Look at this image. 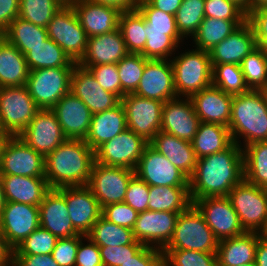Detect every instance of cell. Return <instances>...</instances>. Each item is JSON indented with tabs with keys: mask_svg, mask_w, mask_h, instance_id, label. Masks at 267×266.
Segmentation results:
<instances>
[{
	"mask_svg": "<svg viewBox=\"0 0 267 266\" xmlns=\"http://www.w3.org/2000/svg\"><path fill=\"white\" fill-rule=\"evenodd\" d=\"M243 179L242 146L233 142L223 151L197 159L189 178L192 203L205 197L228 196Z\"/></svg>",
	"mask_w": 267,
	"mask_h": 266,
	"instance_id": "1",
	"label": "cell"
},
{
	"mask_svg": "<svg viewBox=\"0 0 267 266\" xmlns=\"http://www.w3.org/2000/svg\"><path fill=\"white\" fill-rule=\"evenodd\" d=\"M95 151L85 140L66 139L45 157V178L50 188L88 185Z\"/></svg>",
	"mask_w": 267,
	"mask_h": 266,
	"instance_id": "2",
	"label": "cell"
},
{
	"mask_svg": "<svg viewBox=\"0 0 267 266\" xmlns=\"http://www.w3.org/2000/svg\"><path fill=\"white\" fill-rule=\"evenodd\" d=\"M228 128L237 145L241 146L238 141L241 136L245 138L243 147L254 142L267 141V103L260 90L250 89L233 95Z\"/></svg>",
	"mask_w": 267,
	"mask_h": 266,
	"instance_id": "3",
	"label": "cell"
},
{
	"mask_svg": "<svg viewBox=\"0 0 267 266\" xmlns=\"http://www.w3.org/2000/svg\"><path fill=\"white\" fill-rule=\"evenodd\" d=\"M174 58L169 61L173 67L177 97H191L212 85L213 67L208 51L193 49Z\"/></svg>",
	"mask_w": 267,
	"mask_h": 266,
	"instance_id": "4",
	"label": "cell"
},
{
	"mask_svg": "<svg viewBox=\"0 0 267 266\" xmlns=\"http://www.w3.org/2000/svg\"><path fill=\"white\" fill-rule=\"evenodd\" d=\"M218 242L203 215L192 204L179 213L173 236L164 249L217 253Z\"/></svg>",
	"mask_w": 267,
	"mask_h": 266,
	"instance_id": "5",
	"label": "cell"
},
{
	"mask_svg": "<svg viewBox=\"0 0 267 266\" xmlns=\"http://www.w3.org/2000/svg\"><path fill=\"white\" fill-rule=\"evenodd\" d=\"M246 232L261 233L267 225V190L243 179L227 196Z\"/></svg>",
	"mask_w": 267,
	"mask_h": 266,
	"instance_id": "6",
	"label": "cell"
},
{
	"mask_svg": "<svg viewBox=\"0 0 267 266\" xmlns=\"http://www.w3.org/2000/svg\"><path fill=\"white\" fill-rule=\"evenodd\" d=\"M40 108L24 86L0 88V129L19 136Z\"/></svg>",
	"mask_w": 267,
	"mask_h": 266,
	"instance_id": "7",
	"label": "cell"
},
{
	"mask_svg": "<svg viewBox=\"0 0 267 266\" xmlns=\"http://www.w3.org/2000/svg\"><path fill=\"white\" fill-rule=\"evenodd\" d=\"M74 67L41 68L29 72L27 88L40 109H51L70 92Z\"/></svg>",
	"mask_w": 267,
	"mask_h": 266,
	"instance_id": "8",
	"label": "cell"
},
{
	"mask_svg": "<svg viewBox=\"0 0 267 266\" xmlns=\"http://www.w3.org/2000/svg\"><path fill=\"white\" fill-rule=\"evenodd\" d=\"M46 30L48 37L60 46L72 61L77 63L82 58L88 36L72 5L61 7L53 15Z\"/></svg>",
	"mask_w": 267,
	"mask_h": 266,
	"instance_id": "9",
	"label": "cell"
},
{
	"mask_svg": "<svg viewBox=\"0 0 267 266\" xmlns=\"http://www.w3.org/2000/svg\"><path fill=\"white\" fill-rule=\"evenodd\" d=\"M148 144L142 136L126 129L95 150V162L135 170Z\"/></svg>",
	"mask_w": 267,
	"mask_h": 266,
	"instance_id": "10",
	"label": "cell"
},
{
	"mask_svg": "<svg viewBox=\"0 0 267 266\" xmlns=\"http://www.w3.org/2000/svg\"><path fill=\"white\" fill-rule=\"evenodd\" d=\"M135 170L124 167L94 163L88 187L103 208L109 204L123 202Z\"/></svg>",
	"mask_w": 267,
	"mask_h": 266,
	"instance_id": "11",
	"label": "cell"
},
{
	"mask_svg": "<svg viewBox=\"0 0 267 266\" xmlns=\"http://www.w3.org/2000/svg\"><path fill=\"white\" fill-rule=\"evenodd\" d=\"M121 104L126 114L127 129L148 142L160 131L163 102L130 93L122 97Z\"/></svg>",
	"mask_w": 267,
	"mask_h": 266,
	"instance_id": "12",
	"label": "cell"
},
{
	"mask_svg": "<svg viewBox=\"0 0 267 266\" xmlns=\"http://www.w3.org/2000/svg\"><path fill=\"white\" fill-rule=\"evenodd\" d=\"M193 205L203 215L218 240L238 237L246 233L227 196L197 199Z\"/></svg>",
	"mask_w": 267,
	"mask_h": 266,
	"instance_id": "13",
	"label": "cell"
},
{
	"mask_svg": "<svg viewBox=\"0 0 267 266\" xmlns=\"http://www.w3.org/2000/svg\"><path fill=\"white\" fill-rule=\"evenodd\" d=\"M135 175L149 186L189 187V178L149 144L139 159Z\"/></svg>",
	"mask_w": 267,
	"mask_h": 266,
	"instance_id": "14",
	"label": "cell"
},
{
	"mask_svg": "<svg viewBox=\"0 0 267 266\" xmlns=\"http://www.w3.org/2000/svg\"><path fill=\"white\" fill-rule=\"evenodd\" d=\"M0 175L45 177V157L18 136H11L1 157Z\"/></svg>",
	"mask_w": 267,
	"mask_h": 266,
	"instance_id": "15",
	"label": "cell"
},
{
	"mask_svg": "<svg viewBox=\"0 0 267 266\" xmlns=\"http://www.w3.org/2000/svg\"><path fill=\"white\" fill-rule=\"evenodd\" d=\"M39 226L38 206L5 202L0 215V232L13 250Z\"/></svg>",
	"mask_w": 267,
	"mask_h": 266,
	"instance_id": "16",
	"label": "cell"
},
{
	"mask_svg": "<svg viewBox=\"0 0 267 266\" xmlns=\"http://www.w3.org/2000/svg\"><path fill=\"white\" fill-rule=\"evenodd\" d=\"M18 137L44 157L67 139L51 109H40Z\"/></svg>",
	"mask_w": 267,
	"mask_h": 266,
	"instance_id": "17",
	"label": "cell"
},
{
	"mask_svg": "<svg viewBox=\"0 0 267 266\" xmlns=\"http://www.w3.org/2000/svg\"><path fill=\"white\" fill-rule=\"evenodd\" d=\"M178 216L179 213L167 211L140 212L132 229L135 240L163 250L173 236Z\"/></svg>",
	"mask_w": 267,
	"mask_h": 266,
	"instance_id": "18",
	"label": "cell"
},
{
	"mask_svg": "<svg viewBox=\"0 0 267 266\" xmlns=\"http://www.w3.org/2000/svg\"><path fill=\"white\" fill-rule=\"evenodd\" d=\"M134 94L163 103L176 98L171 61L147 59L142 78Z\"/></svg>",
	"mask_w": 267,
	"mask_h": 266,
	"instance_id": "19",
	"label": "cell"
},
{
	"mask_svg": "<svg viewBox=\"0 0 267 266\" xmlns=\"http://www.w3.org/2000/svg\"><path fill=\"white\" fill-rule=\"evenodd\" d=\"M64 198L74 229L79 234L87 236L94 223L102 216V207L92 190L87 185L66 186Z\"/></svg>",
	"mask_w": 267,
	"mask_h": 266,
	"instance_id": "20",
	"label": "cell"
},
{
	"mask_svg": "<svg viewBox=\"0 0 267 266\" xmlns=\"http://www.w3.org/2000/svg\"><path fill=\"white\" fill-rule=\"evenodd\" d=\"M180 98L176 97L163 103L160 130L191 142L198 130L200 119L190 97L185 100Z\"/></svg>",
	"mask_w": 267,
	"mask_h": 266,
	"instance_id": "21",
	"label": "cell"
},
{
	"mask_svg": "<svg viewBox=\"0 0 267 266\" xmlns=\"http://www.w3.org/2000/svg\"><path fill=\"white\" fill-rule=\"evenodd\" d=\"M51 110L67 139H86L90 131L92 113L80 98L70 91Z\"/></svg>",
	"mask_w": 267,
	"mask_h": 266,
	"instance_id": "22",
	"label": "cell"
},
{
	"mask_svg": "<svg viewBox=\"0 0 267 266\" xmlns=\"http://www.w3.org/2000/svg\"><path fill=\"white\" fill-rule=\"evenodd\" d=\"M70 91L80 98L92 114L116 107L121 99L104 90L88 69L76 65L71 76Z\"/></svg>",
	"mask_w": 267,
	"mask_h": 266,
	"instance_id": "23",
	"label": "cell"
},
{
	"mask_svg": "<svg viewBox=\"0 0 267 266\" xmlns=\"http://www.w3.org/2000/svg\"><path fill=\"white\" fill-rule=\"evenodd\" d=\"M39 207L40 226L57 238H69L79 234L68 216L64 187L51 188Z\"/></svg>",
	"mask_w": 267,
	"mask_h": 266,
	"instance_id": "24",
	"label": "cell"
},
{
	"mask_svg": "<svg viewBox=\"0 0 267 266\" xmlns=\"http://www.w3.org/2000/svg\"><path fill=\"white\" fill-rule=\"evenodd\" d=\"M128 53L118 28L112 32L88 38L84 55L77 62V65L114 64L118 63Z\"/></svg>",
	"mask_w": 267,
	"mask_h": 266,
	"instance_id": "25",
	"label": "cell"
},
{
	"mask_svg": "<svg viewBox=\"0 0 267 266\" xmlns=\"http://www.w3.org/2000/svg\"><path fill=\"white\" fill-rule=\"evenodd\" d=\"M71 5L88 38L118 29L120 10L87 0H77Z\"/></svg>",
	"mask_w": 267,
	"mask_h": 266,
	"instance_id": "26",
	"label": "cell"
},
{
	"mask_svg": "<svg viewBox=\"0 0 267 266\" xmlns=\"http://www.w3.org/2000/svg\"><path fill=\"white\" fill-rule=\"evenodd\" d=\"M190 99L200 122L217 123L228 127L233 95L211 85L193 94Z\"/></svg>",
	"mask_w": 267,
	"mask_h": 266,
	"instance_id": "27",
	"label": "cell"
},
{
	"mask_svg": "<svg viewBox=\"0 0 267 266\" xmlns=\"http://www.w3.org/2000/svg\"><path fill=\"white\" fill-rule=\"evenodd\" d=\"M255 48L252 28L245 22L209 51L211 64L241 65L243 59Z\"/></svg>",
	"mask_w": 267,
	"mask_h": 266,
	"instance_id": "28",
	"label": "cell"
},
{
	"mask_svg": "<svg viewBox=\"0 0 267 266\" xmlns=\"http://www.w3.org/2000/svg\"><path fill=\"white\" fill-rule=\"evenodd\" d=\"M149 145L163 154L176 168L190 178L195 170L197 158L191 142L159 131Z\"/></svg>",
	"mask_w": 267,
	"mask_h": 266,
	"instance_id": "29",
	"label": "cell"
},
{
	"mask_svg": "<svg viewBox=\"0 0 267 266\" xmlns=\"http://www.w3.org/2000/svg\"><path fill=\"white\" fill-rule=\"evenodd\" d=\"M5 202L39 206L51 189L45 177L0 175Z\"/></svg>",
	"mask_w": 267,
	"mask_h": 266,
	"instance_id": "30",
	"label": "cell"
},
{
	"mask_svg": "<svg viewBox=\"0 0 267 266\" xmlns=\"http://www.w3.org/2000/svg\"><path fill=\"white\" fill-rule=\"evenodd\" d=\"M126 129V114L120 102L116 107L92 114L90 131L85 142L95 151L104 142L111 140Z\"/></svg>",
	"mask_w": 267,
	"mask_h": 266,
	"instance_id": "31",
	"label": "cell"
},
{
	"mask_svg": "<svg viewBox=\"0 0 267 266\" xmlns=\"http://www.w3.org/2000/svg\"><path fill=\"white\" fill-rule=\"evenodd\" d=\"M258 232H246L245 234L219 240L217 247L218 266H239L255 262Z\"/></svg>",
	"mask_w": 267,
	"mask_h": 266,
	"instance_id": "32",
	"label": "cell"
},
{
	"mask_svg": "<svg viewBox=\"0 0 267 266\" xmlns=\"http://www.w3.org/2000/svg\"><path fill=\"white\" fill-rule=\"evenodd\" d=\"M29 72L25 55L0 35V88L26 85Z\"/></svg>",
	"mask_w": 267,
	"mask_h": 266,
	"instance_id": "33",
	"label": "cell"
},
{
	"mask_svg": "<svg viewBox=\"0 0 267 266\" xmlns=\"http://www.w3.org/2000/svg\"><path fill=\"white\" fill-rule=\"evenodd\" d=\"M232 143L228 127L204 122H200L196 135L191 141L197 159L223 151Z\"/></svg>",
	"mask_w": 267,
	"mask_h": 266,
	"instance_id": "34",
	"label": "cell"
},
{
	"mask_svg": "<svg viewBox=\"0 0 267 266\" xmlns=\"http://www.w3.org/2000/svg\"><path fill=\"white\" fill-rule=\"evenodd\" d=\"M148 210L181 213L193 203L189 187L149 186Z\"/></svg>",
	"mask_w": 267,
	"mask_h": 266,
	"instance_id": "35",
	"label": "cell"
},
{
	"mask_svg": "<svg viewBox=\"0 0 267 266\" xmlns=\"http://www.w3.org/2000/svg\"><path fill=\"white\" fill-rule=\"evenodd\" d=\"M246 20H223L205 17L201 22L198 31L193 35L196 49L210 51L215 45L232 34Z\"/></svg>",
	"mask_w": 267,
	"mask_h": 266,
	"instance_id": "36",
	"label": "cell"
},
{
	"mask_svg": "<svg viewBox=\"0 0 267 266\" xmlns=\"http://www.w3.org/2000/svg\"><path fill=\"white\" fill-rule=\"evenodd\" d=\"M25 59L30 71L41 68L75 67L76 62L72 61L63 49L49 37L25 54Z\"/></svg>",
	"mask_w": 267,
	"mask_h": 266,
	"instance_id": "37",
	"label": "cell"
},
{
	"mask_svg": "<svg viewBox=\"0 0 267 266\" xmlns=\"http://www.w3.org/2000/svg\"><path fill=\"white\" fill-rule=\"evenodd\" d=\"M1 35L24 55L31 50V47L42 44L48 38L45 27L20 17H16Z\"/></svg>",
	"mask_w": 267,
	"mask_h": 266,
	"instance_id": "38",
	"label": "cell"
},
{
	"mask_svg": "<svg viewBox=\"0 0 267 266\" xmlns=\"http://www.w3.org/2000/svg\"><path fill=\"white\" fill-rule=\"evenodd\" d=\"M242 153L244 179L267 190V141L251 143Z\"/></svg>",
	"mask_w": 267,
	"mask_h": 266,
	"instance_id": "39",
	"label": "cell"
},
{
	"mask_svg": "<svg viewBox=\"0 0 267 266\" xmlns=\"http://www.w3.org/2000/svg\"><path fill=\"white\" fill-rule=\"evenodd\" d=\"M129 53H141L147 40L146 22L136 10L121 12L118 26Z\"/></svg>",
	"mask_w": 267,
	"mask_h": 266,
	"instance_id": "40",
	"label": "cell"
},
{
	"mask_svg": "<svg viewBox=\"0 0 267 266\" xmlns=\"http://www.w3.org/2000/svg\"><path fill=\"white\" fill-rule=\"evenodd\" d=\"M98 246H125L135 241L130 228L119 226L101 216L87 235Z\"/></svg>",
	"mask_w": 267,
	"mask_h": 266,
	"instance_id": "41",
	"label": "cell"
},
{
	"mask_svg": "<svg viewBox=\"0 0 267 266\" xmlns=\"http://www.w3.org/2000/svg\"><path fill=\"white\" fill-rule=\"evenodd\" d=\"M212 85L231 95L249 91L240 65L212 64Z\"/></svg>",
	"mask_w": 267,
	"mask_h": 266,
	"instance_id": "42",
	"label": "cell"
},
{
	"mask_svg": "<svg viewBox=\"0 0 267 266\" xmlns=\"http://www.w3.org/2000/svg\"><path fill=\"white\" fill-rule=\"evenodd\" d=\"M147 58L140 53H128L118 63L121 82V99L125 94L134 93L142 78Z\"/></svg>",
	"mask_w": 267,
	"mask_h": 266,
	"instance_id": "43",
	"label": "cell"
},
{
	"mask_svg": "<svg viewBox=\"0 0 267 266\" xmlns=\"http://www.w3.org/2000/svg\"><path fill=\"white\" fill-rule=\"evenodd\" d=\"M63 6L59 0H20L18 17L46 28Z\"/></svg>",
	"mask_w": 267,
	"mask_h": 266,
	"instance_id": "44",
	"label": "cell"
},
{
	"mask_svg": "<svg viewBox=\"0 0 267 266\" xmlns=\"http://www.w3.org/2000/svg\"><path fill=\"white\" fill-rule=\"evenodd\" d=\"M205 0H183L175 14L176 27L184 38L192 36L205 18Z\"/></svg>",
	"mask_w": 267,
	"mask_h": 266,
	"instance_id": "45",
	"label": "cell"
},
{
	"mask_svg": "<svg viewBox=\"0 0 267 266\" xmlns=\"http://www.w3.org/2000/svg\"><path fill=\"white\" fill-rule=\"evenodd\" d=\"M246 85L251 90H261L267 85V54L257 47L241 63Z\"/></svg>",
	"mask_w": 267,
	"mask_h": 266,
	"instance_id": "46",
	"label": "cell"
},
{
	"mask_svg": "<svg viewBox=\"0 0 267 266\" xmlns=\"http://www.w3.org/2000/svg\"><path fill=\"white\" fill-rule=\"evenodd\" d=\"M144 50L140 53L147 59H169L179 46L181 35H166L165 32L147 31ZM181 40V41H180ZM179 43V44H178Z\"/></svg>",
	"mask_w": 267,
	"mask_h": 266,
	"instance_id": "47",
	"label": "cell"
},
{
	"mask_svg": "<svg viewBox=\"0 0 267 266\" xmlns=\"http://www.w3.org/2000/svg\"><path fill=\"white\" fill-rule=\"evenodd\" d=\"M163 266H218L217 253L163 249Z\"/></svg>",
	"mask_w": 267,
	"mask_h": 266,
	"instance_id": "48",
	"label": "cell"
},
{
	"mask_svg": "<svg viewBox=\"0 0 267 266\" xmlns=\"http://www.w3.org/2000/svg\"><path fill=\"white\" fill-rule=\"evenodd\" d=\"M137 10L144 17L147 31L165 32L166 35H180L175 15L153 8L147 1H139Z\"/></svg>",
	"mask_w": 267,
	"mask_h": 266,
	"instance_id": "49",
	"label": "cell"
},
{
	"mask_svg": "<svg viewBox=\"0 0 267 266\" xmlns=\"http://www.w3.org/2000/svg\"><path fill=\"white\" fill-rule=\"evenodd\" d=\"M57 240L50 231L39 226L13 250V254H51Z\"/></svg>",
	"mask_w": 267,
	"mask_h": 266,
	"instance_id": "50",
	"label": "cell"
},
{
	"mask_svg": "<svg viewBox=\"0 0 267 266\" xmlns=\"http://www.w3.org/2000/svg\"><path fill=\"white\" fill-rule=\"evenodd\" d=\"M204 16L223 20H246L247 13L231 0H205Z\"/></svg>",
	"mask_w": 267,
	"mask_h": 266,
	"instance_id": "51",
	"label": "cell"
},
{
	"mask_svg": "<svg viewBox=\"0 0 267 266\" xmlns=\"http://www.w3.org/2000/svg\"><path fill=\"white\" fill-rule=\"evenodd\" d=\"M81 67L88 69L104 90L117 95L121 99V82L116 63Z\"/></svg>",
	"mask_w": 267,
	"mask_h": 266,
	"instance_id": "52",
	"label": "cell"
},
{
	"mask_svg": "<svg viewBox=\"0 0 267 266\" xmlns=\"http://www.w3.org/2000/svg\"><path fill=\"white\" fill-rule=\"evenodd\" d=\"M144 245L135 240L125 246H99L103 266H120L138 253Z\"/></svg>",
	"mask_w": 267,
	"mask_h": 266,
	"instance_id": "53",
	"label": "cell"
},
{
	"mask_svg": "<svg viewBox=\"0 0 267 266\" xmlns=\"http://www.w3.org/2000/svg\"><path fill=\"white\" fill-rule=\"evenodd\" d=\"M85 237L75 235L69 238H58L51 255L59 266H75L79 242Z\"/></svg>",
	"mask_w": 267,
	"mask_h": 266,
	"instance_id": "54",
	"label": "cell"
},
{
	"mask_svg": "<svg viewBox=\"0 0 267 266\" xmlns=\"http://www.w3.org/2000/svg\"><path fill=\"white\" fill-rule=\"evenodd\" d=\"M149 185L136 175L130 180L124 201L138 213L148 210Z\"/></svg>",
	"mask_w": 267,
	"mask_h": 266,
	"instance_id": "55",
	"label": "cell"
},
{
	"mask_svg": "<svg viewBox=\"0 0 267 266\" xmlns=\"http://www.w3.org/2000/svg\"><path fill=\"white\" fill-rule=\"evenodd\" d=\"M138 212L125 202L109 204L102 208V216L108 221L133 229L138 218Z\"/></svg>",
	"mask_w": 267,
	"mask_h": 266,
	"instance_id": "56",
	"label": "cell"
},
{
	"mask_svg": "<svg viewBox=\"0 0 267 266\" xmlns=\"http://www.w3.org/2000/svg\"><path fill=\"white\" fill-rule=\"evenodd\" d=\"M246 22L252 28L256 47L267 54V8L249 10Z\"/></svg>",
	"mask_w": 267,
	"mask_h": 266,
	"instance_id": "57",
	"label": "cell"
},
{
	"mask_svg": "<svg viewBox=\"0 0 267 266\" xmlns=\"http://www.w3.org/2000/svg\"><path fill=\"white\" fill-rule=\"evenodd\" d=\"M120 266H163V252L158 248L144 246Z\"/></svg>",
	"mask_w": 267,
	"mask_h": 266,
	"instance_id": "58",
	"label": "cell"
},
{
	"mask_svg": "<svg viewBox=\"0 0 267 266\" xmlns=\"http://www.w3.org/2000/svg\"><path fill=\"white\" fill-rule=\"evenodd\" d=\"M86 239L89 242L86 245L82 240L79 242L75 266H103L99 246L87 236Z\"/></svg>",
	"mask_w": 267,
	"mask_h": 266,
	"instance_id": "59",
	"label": "cell"
},
{
	"mask_svg": "<svg viewBox=\"0 0 267 266\" xmlns=\"http://www.w3.org/2000/svg\"><path fill=\"white\" fill-rule=\"evenodd\" d=\"M16 266H59L51 254H13Z\"/></svg>",
	"mask_w": 267,
	"mask_h": 266,
	"instance_id": "60",
	"label": "cell"
},
{
	"mask_svg": "<svg viewBox=\"0 0 267 266\" xmlns=\"http://www.w3.org/2000/svg\"><path fill=\"white\" fill-rule=\"evenodd\" d=\"M20 0H0V35L18 17Z\"/></svg>",
	"mask_w": 267,
	"mask_h": 266,
	"instance_id": "61",
	"label": "cell"
},
{
	"mask_svg": "<svg viewBox=\"0 0 267 266\" xmlns=\"http://www.w3.org/2000/svg\"><path fill=\"white\" fill-rule=\"evenodd\" d=\"M96 4L114 7L121 12L136 10L139 0H87Z\"/></svg>",
	"mask_w": 267,
	"mask_h": 266,
	"instance_id": "62",
	"label": "cell"
},
{
	"mask_svg": "<svg viewBox=\"0 0 267 266\" xmlns=\"http://www.w3.org/2000/svg\"><path fill=\"white\" fill-rule=\"evenodd\" d=\"M153 8L175 15L183 0H146Z\"/></svg>",
	"mask_w": 267,
	"mask_h": 266,
	"instance_id": "63",
	"label": "cell"
},
{
	"mask_svg": "<svg viewBox=\"0 0 267 266\" xmlns=\"http://www.w3.org/2000/svg\"><path fill=\"white\" fill-rule=\"evenodd\" d=\"M13 262V249L8 245L6 238L0 232V266Z\"/></svg>",
	"mask_w": 267,
	"mask_h": 266,
	"instance_id": "64",
	"label": "cell"
},
{
	"mask_svg": "<svg viewBox=\"0 0 267 266\" xmlns=\"http://www.w3.org/2000/svg\"><path fill=\"white\" fill-rule=\"evenodd\" d=\"M255 264L256 266H267V239L263 236L258 239Z\"/></svg>",
	"mask_w": 267,
	"mask_h": 266,
	"instance_id": "65",
	"label": "cell"
},
{
	"mask_svg": "<svg viewBox=\"0 0 267 266\" xmlns=\"http://www.w3.org/2000/svg\"><path fill=\"white\" fill-rule=\"evenodd\" d=\"M11 135L2 131L0 129V162H1V157L3 155V150L4 147L6 145V143L8 142V140L10 139Z\"/></svg>",
	"mask_w": 267,
	"mask_h": 266,
	"instance_id": "66",
	"label": "cell"
},
{
	"mask_svg": "<svg viewBox=\"0 0 267 266\" xmlns=\"http://www.w3.org/2000/svg\"><path fill=\"white\" fill-rule=\"evenodd\" d=\"M257 8H267V0H250V10Z\"/></svg>",
	"mask_w": 267,
	"mask_h": 266,
	"instance_id": "67",
	"label": "cell"
},
{
	"mask_svg": "<svg viewBox=\"0 0 267 266\" xmlns=\"http://www.w3.org/2000/svg\"><path fill=\"white\" fill-rule=\"evenodd\" d=\"M240 6L246 13L250 10V0H231Z\"/></svg>",
	"mask_w": 267,
	"mask_h": 266,
	"instance_id": "68",
	"label": "cell"
},
{
	"mask_svg": "<svg viewBox=\"0 0 267 266\" xmlns=\"http://www.w3.org/2000/svg\"><path fill=\"white\" fill-rule=\"evenodd\" d=\"M5 205L4 191H3V183L0 176V215Z\"/></svg>",
	"mask_w": 267,
	"mask_h": 266,
	"instance_id": "69",
	"label": "cell"
},
{
	"mask_svg": "<svg viewBox=\"0 0 267 266\" xmlns=\"http://www.w3.org/2000/svg\"><path fill=\"white\" fill-rule=\"evenodd\" d=\"M61 1L64 5H71L72 3L76 2L77 0H59Z\"/></svg>",
	"mask_w": 267,
	"mask_h": 266,
	"instance_id": "70",
	"label": "cell"
},
{
	"mask_svg": "<svg viewBox=\"0 0 267 266\" xmlns=\"http://www.w3.org/2000/svg\"><path fill=\"white\" fill-rule=\"evenodd\" d=\"M260 91L263 93L264 98H265L266 103H267V85L265 87H263Z\"/></svg>",
	"mask_w": 267,
	"mask_h": 266,
	"instance_id": "71",
	"label": "cell"
},
{
	"mask_svg": "<svg viewBox=\"0 0 267 266\" xmlns=\"http://www.w3.org/2000/svg\"><path fill=\"white\" fill-rule=\"evenodd\" d=\"M261 235L267 239V225L266 227L264 228V230L261 232Z\"/></svg>",
	"mask_w": 267,
	"mask_h": 266,
	"instance_id": "72",
	"label": "cell"
},
{
	"mask_svg": "<svg viewBox=\"0 0 267 266\" xmlns=\"http://www.w3.org/2000/svg\"><path fill=\"white\" fill-rule=\"evenodd\" d=\"M239 266H256L255 262L254 263H250V264H243V265H239Z\"/></svg>",
	"mask_w": 267,
	"mask_h": 266,
	"instance_id": "73",
	"label": "cell"
},
{
	"mask_svg": "<svg viewBox=\"0 0 267 266\" xmlns=\"http://www.w3.org/2000/svg\"><path fill=\"white\" fill-rule=\"evenodd\" d=\"M4 266H16L14 262L10 263V264H7V265H4Z\"/></svg>",
	"mask_w": 267,
	"mask_h": 266,
	"instance_id": "74",
	"label": "cell"
}]
</instances>
